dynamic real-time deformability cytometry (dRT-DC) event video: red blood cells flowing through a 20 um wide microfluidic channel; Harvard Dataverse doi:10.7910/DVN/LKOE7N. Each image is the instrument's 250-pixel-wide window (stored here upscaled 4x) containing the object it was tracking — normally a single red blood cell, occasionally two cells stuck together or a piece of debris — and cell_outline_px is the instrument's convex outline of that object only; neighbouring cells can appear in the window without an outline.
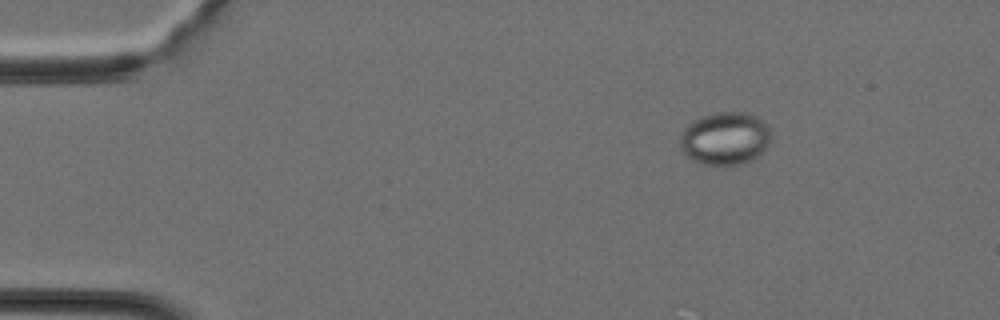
{"species": "Egyptian fruit bat (a non-hibernating species)", "species_latin": "Rousettus aegyptiacus", "temperature_condition": "cold", "stored_images_in_passage": 35, "camera_frame_rate_fps": 3000, "um_per_image_px": 0.085, "animal": {"sex": "female"}, "frame": {"image": 1, "passage_image": 1, "time_ms": 0.0, "image_size_px": [1000, 320], "cell_outline_px": [[772, 136], [768, 144], [760, 156], [744, 164], [700, 164], [692, 160], [680, 148], [680, 136], [684, 128], [692, 120], [700, 116], [716, 112], [748, 112], [764, 120], [772, 132]], "centroid_in_image_um": [61.66, 11.75], "position_along_channel_um": 23.3, "area_um2": 28.5}}
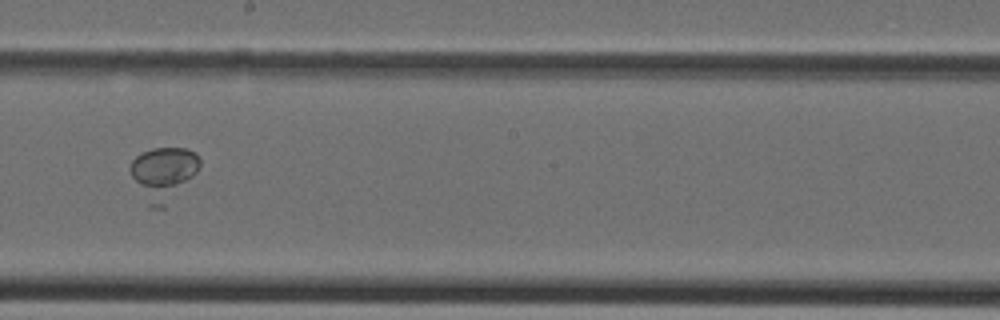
{"frame": {"image": 2, "passage_image": 18, "time_ms": 5.667, "image_size_px": [1000, 320], "cell_outline_px": [[200, 164], [196, 172], [164, 208], [148, 208], [128, 168], [132, 160], [136, 156], [152, 148], [188, 148], [196, 152], [200, 156]], "centroid_in_image_um": [13.87, 14.75], "position_along_channel_um": 234.3, "area_um2": 21.5}}
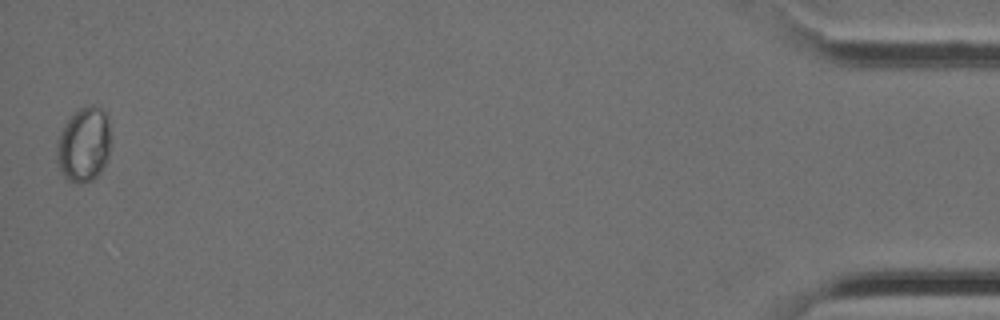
{"frame": {"image": 3, "passage_image": 35, "time_ms": 11.333, "image_size_px": [1000, 320], "cell_outline_px": [[108, 156], [100, 172], [92, 180], [80, 184], [68, 180], [60, 168], [56, 160], [56, 144], [68, 120], [80, 108], [92, 104], [104, 108], [108, 112]], "centroid_in_image_um": [7.13, 12.28], "position_along_channel_um": 428.1, "area_um2": 23.12}}